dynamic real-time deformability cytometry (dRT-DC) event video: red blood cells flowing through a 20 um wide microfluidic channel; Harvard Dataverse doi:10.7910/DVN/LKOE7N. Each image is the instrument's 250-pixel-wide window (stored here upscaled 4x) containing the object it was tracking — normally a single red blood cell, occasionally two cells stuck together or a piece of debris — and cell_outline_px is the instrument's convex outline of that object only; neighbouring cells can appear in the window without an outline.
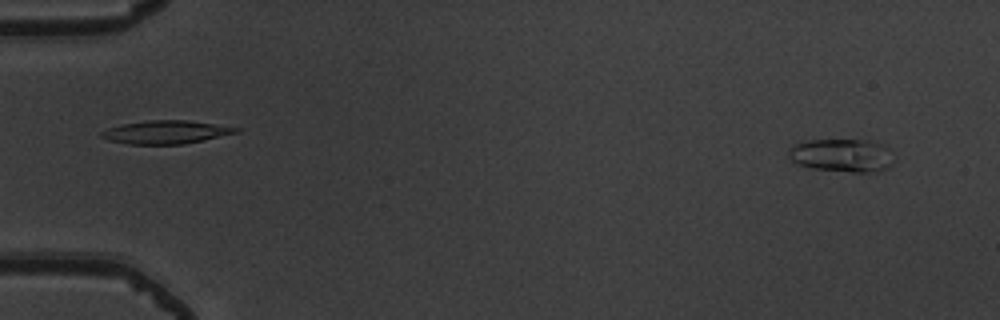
{"species": "common noctule bat (a hibernating species)", "species_latin": "Nyctalus noctula", "temperature_condition": "warm", "stored_images_in_passage": 54, "camera_frame_rate_fps": 3000, "um_per_image_px": 0.085, "animal": {"sex": "male", "body_mass_g": 19.5, "forearm_length_mm": 54.6}, "frame": {"image": 1, "passage_image": 4, "time_ms": 1.0, "image_size_px": [1000, 320], "cell_outline_px": [[896, 160], [888, 168], [868, 172], [852, 172], [812, 168], [796, 164], [788, 156], [788, 148], [804, 140], [872, 140], [884, 144], [888, 148]], "centroid_in_image_um": [71.59, 13.19], "position_along_channel_um": 13.4, "area_um2": 20.63}}
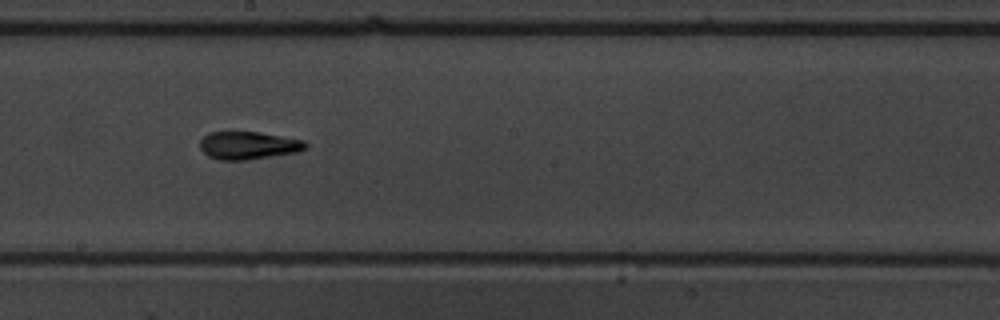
{"frame": {"image": 2, "passage_image": 31, "time_ms": 10.0, "image_size_px": [1000, 320], "cell_outline_px": [[308, 148], [296, 152], [248, 160], [220, 160], [208, 156], [200, 148], [200, 140], [208, 132], [260, 132], [304, 140], [308, 144]], "centroid_in_image_um": [21.12, 12.36], "position_along_channel_um": 227.1, "area_um2": 17.17}}
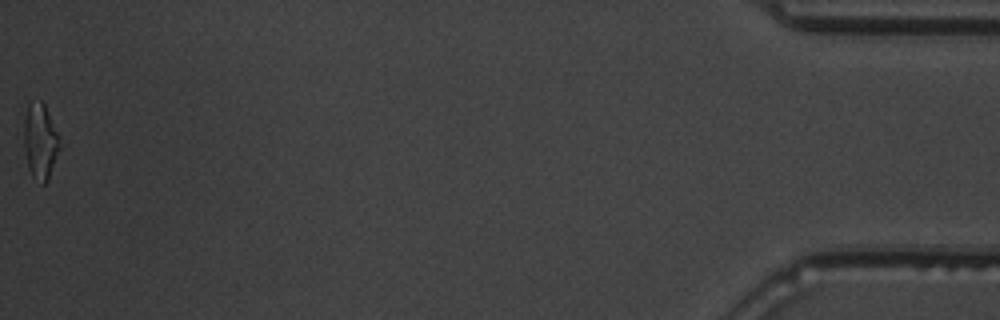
{"frame": {"image": 3, "passage_image": 54, "time_ms": 17.667, "image_size_px": [1000, 320], "cell_outline_px": [[64, 144], [48, 180], [44, 184], [32, 176], [28, 168], [24, 148], [24, 120], [28, 104], [40, 100], [44, 104]], "centroid_in_image_um": [3.47, 12.04], "position_along_channel_um": 431.7, "area_um2": 16.18}, "authors_computed_cell_mechanics": {"area_um2": 16.6753, "velocity_mm_per_s": 3.8609, "shape_relaxation_time_tau1_ms": 3.5135, "shape_relaxation_time_tau2_ms": 2.6073, "deformation_change_tau1": 0.1944, "deformation_change_tau2": 0.0979}}